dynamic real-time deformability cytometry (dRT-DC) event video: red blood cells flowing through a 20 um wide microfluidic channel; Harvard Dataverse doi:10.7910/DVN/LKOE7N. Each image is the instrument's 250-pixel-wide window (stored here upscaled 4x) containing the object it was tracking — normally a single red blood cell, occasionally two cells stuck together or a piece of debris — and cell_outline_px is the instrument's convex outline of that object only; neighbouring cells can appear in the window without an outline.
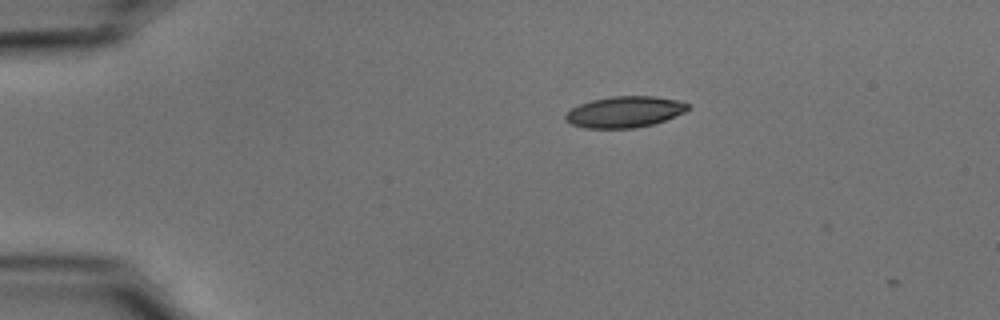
{"species": "common noctule bat (a hibernating species)", "species_latin": "Nyctalus noctula", "temperature_condition": "cold", "stored_images_in_passage": 9, "camera_frame_rate_fps": 3000, "um_per_image_px": 0.085, "animal": {"sex": "male", "body_mass_g": 15.6}, "frame": {"image": 1, "passage_image": 4, "time_ms": 1.0, "image_size_px": [1000, 320], "cell_outline_px": [[688, 108], [684, 112], [664, 120], [652, 124], [632, 128], [584, 128], [572, 124], [564, 116], [572, 108], [580, 104], [592, 100], [612, 96], [652, 96], [676, 100], [688, 104]], "centroid_in_image_um": [53.07, 9.51], "position_along_channel_um": 31.9, "area_um2": 21.79}}